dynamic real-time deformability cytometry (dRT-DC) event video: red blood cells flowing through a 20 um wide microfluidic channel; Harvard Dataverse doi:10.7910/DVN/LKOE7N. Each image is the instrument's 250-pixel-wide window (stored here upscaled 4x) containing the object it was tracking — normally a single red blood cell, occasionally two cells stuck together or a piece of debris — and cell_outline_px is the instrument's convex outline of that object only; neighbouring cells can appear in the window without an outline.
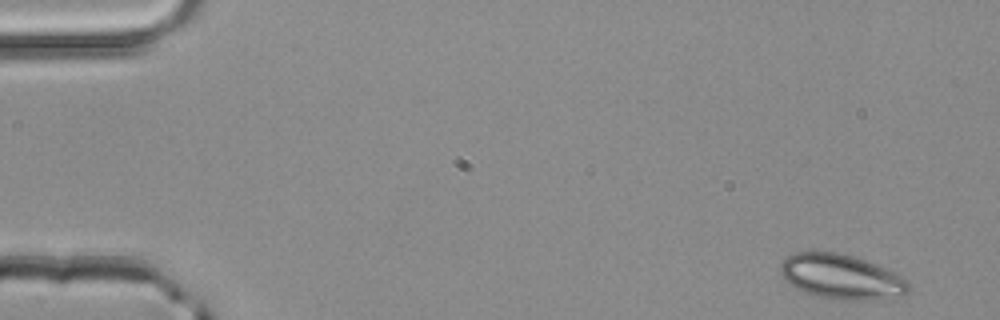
{"species": "common noctule bat (a hibernating species)", "species_latin": "Nyctalus noctula", "temperature_condition": "room temperature", "stored_images_in_passage": 5, "segment_of_instrument_passage": [2, 2], "camera_frame_rate_fps": 3000, "um_per_image_px": 0.085, "animal": {"sex": "male", "body_mass_g": 20.4}, "frame": {"image": 1, "passage_image": 5, "time_ms": 1.333, "image_size_px": [1000, 320], "cell_outline_px": [[908, 292], [900, 296], [868, 300], [856, 300], [820, 296], [796, 288], [788, 284], [784, 280], [780, 272], [780, 264], [788, 256], [796, 252], [836, 252], [856, 256], [896, 272], [908, 280]], "centroid_in_image_um": [71.53, 23.5], "position_along_channel_um": 13.5, "area_um2": 33.23}}